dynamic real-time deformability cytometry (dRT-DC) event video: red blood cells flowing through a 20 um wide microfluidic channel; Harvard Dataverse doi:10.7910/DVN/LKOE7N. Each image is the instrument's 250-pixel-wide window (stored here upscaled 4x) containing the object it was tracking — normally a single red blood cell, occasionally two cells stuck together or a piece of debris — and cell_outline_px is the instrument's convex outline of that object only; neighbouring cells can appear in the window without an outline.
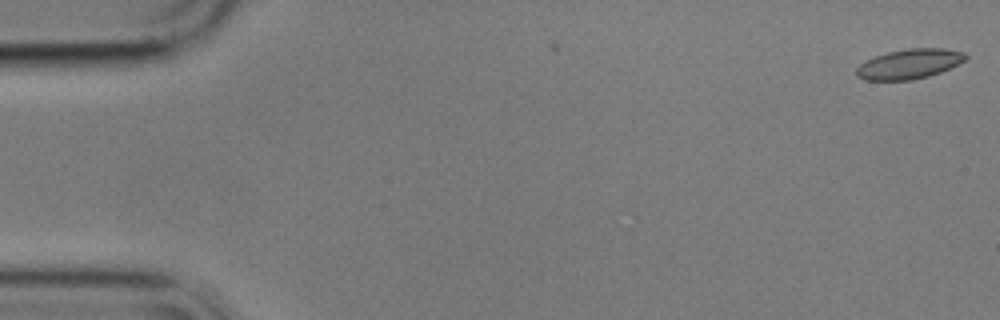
{"species": "common noctule bat (a hibernating species)", "species_latin": "Nyctalus noctula", "temperature_condition": "cold", "stored_images_in_passage": 2, "camera_frame_rate_fps": 3000, "um_per_image_px": 0.085, "animal": {"sex": "male", "body_mass_g": 17.9}, "frame": {"image": 1, "passage_image": 2, "time_ms": 0.333, "image_size_px": [1000, 320], "cell_outline_px": [[968, 56], [964, 60], [940, 72], [928, 76], [912, 80], [864, 80], [856, 76], [856, 68], [864, 60], [888, 52], [908, 48], [944, 48], [964, 52]], "centroid_in_image_um": [77.25, 5.43], "position_along_channel_um": 7.8, "area_um2": 18.9}}